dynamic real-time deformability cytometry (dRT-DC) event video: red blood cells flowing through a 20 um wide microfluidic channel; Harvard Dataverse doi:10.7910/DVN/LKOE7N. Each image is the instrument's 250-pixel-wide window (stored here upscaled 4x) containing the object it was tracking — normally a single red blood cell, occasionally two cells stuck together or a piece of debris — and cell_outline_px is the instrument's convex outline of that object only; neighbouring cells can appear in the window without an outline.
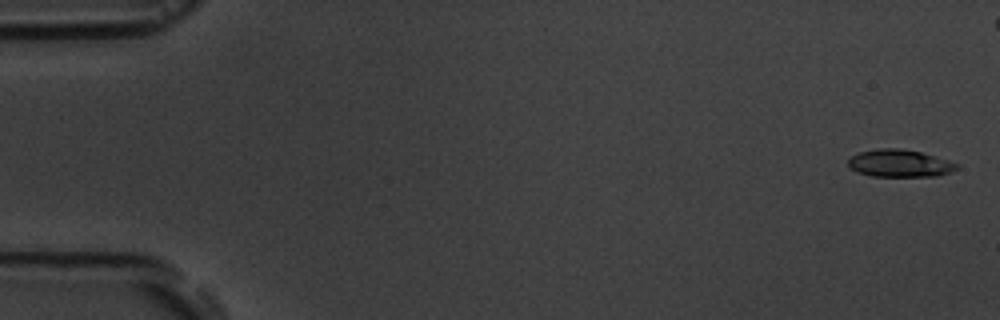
{"species": "common noctule bat (a hibernating species)", "species_latin": "Nyctalus noctula", "temperature_condition": "room temperature", "stored_images_in_passage": 6, "camera_frame_rate_fps": 3000, "um_per_image_px": 0.085, "animal": {"sex": "male", "body_mass_g": 19.5, "forearm_length_mm": 54.6}, "frame": {"image": 1, "passage_image": 1, "time_ms": 0.0, "image_size_px": [1000, 320], "cell_outline_px": [[960, 164], [952, 172], [936, 176], [872, 176], [856, 172], [848, 164], [848, 160], [852, 156], [860, 152], [880, 148], [900, 148], [920, 152], [948, 160]], "centroid_in_image_um": [76.48, 13.88], "position_along_channel_um": 8.5, "area_um2": 17.22}}
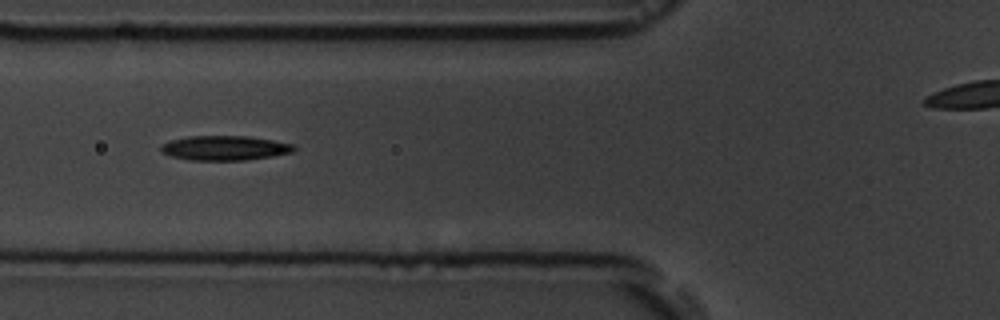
{"frame": {"image": 2, "passage_image": 6, "time_ms": 6.667, "image_size_px": [1000, 320], "cell_outline_px": [[296, 148], [292, 152], [272, 156], [244, 160], [188, 160], [172, 156], [160, 152], [160, 144], [172, 140], [188, 136], [248, 136], [296, 144]], "centroid_in_image_um": [19.09, 12.58], "position_along_channel_um": 106.7, "area_um2": 19.13}}